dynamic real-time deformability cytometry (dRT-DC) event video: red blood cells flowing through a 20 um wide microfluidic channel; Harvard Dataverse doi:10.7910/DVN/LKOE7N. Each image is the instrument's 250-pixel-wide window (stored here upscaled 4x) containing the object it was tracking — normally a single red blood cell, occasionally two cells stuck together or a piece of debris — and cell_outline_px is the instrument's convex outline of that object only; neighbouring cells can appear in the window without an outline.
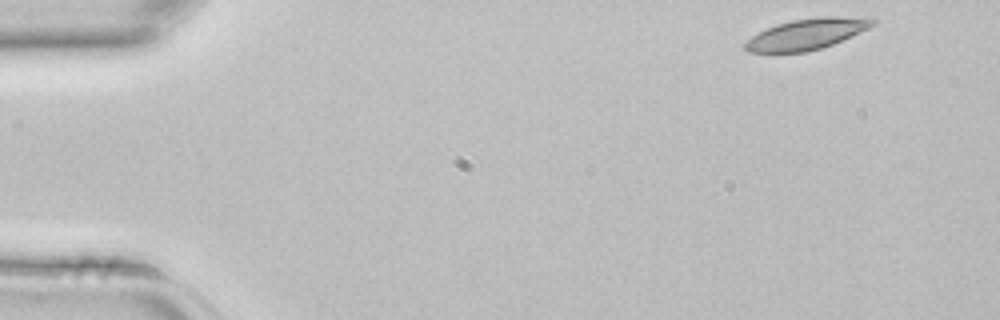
{"species": "common noctule bat (a hibernating species)", "species_latin": "Nyctalus noctula", "temperature_condition": "room temperature", "stored_images_in_passage": 2, "camera_frame_rate_fps": 3000, "um_per_image_px": 0.085, "animal": {"sex": "female", "body_mass_g": 22.7, "forearm_length_mm": 54.2}, "frame": {"image": 1, "passage_image": 1, "time_ms": 0.0, "image_size_px": [1000, 320], "cell_outline_px": [[880, 20], [876, 24], [868, 28], [832, 44], [820, 48], [804, 52], [748, 52], [744, 48], [744, 44], [752, 36], [776, 24], [792, 20], [824, 16], [876, 16]], "centroid_in_image_um": [68.68, 2.86], "position_along_channel_um": 16.3, "area_um2": 23.0}}